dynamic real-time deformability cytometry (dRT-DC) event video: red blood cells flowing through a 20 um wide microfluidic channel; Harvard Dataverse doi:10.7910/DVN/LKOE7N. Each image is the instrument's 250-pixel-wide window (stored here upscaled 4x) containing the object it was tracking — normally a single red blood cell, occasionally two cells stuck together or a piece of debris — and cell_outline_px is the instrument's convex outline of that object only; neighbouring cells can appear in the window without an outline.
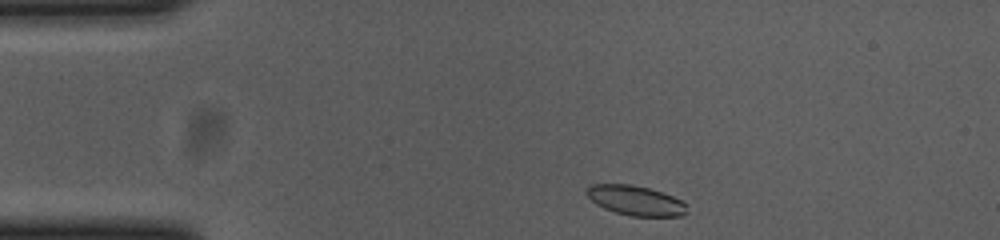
{"species": "common noctule bat (a hibernating species)", "species_latin": "Nyctalus noctula", "temperature_condition": "cold", "stored_images_in_passage": 41, "camera_frame_rate_fps": 3000, "um_per_image_px": 0.085, "animal": {"sex": "female", "body_mass_g": 23.0, "forearm_length_mm": 53.4}, "frame": {"image": 1, "passage_image": 1, "time_ms": 0.0, "image_size_px": [1000, 240], "cell_outline_px": [[688, 212], [680, 216], [632, 216], [616, 212], [604, 208], [596, 204], [584, 192], [592, 184], [632, 184], [648, 188], [672, 196], [688, 204]], "centroid_in_image_um": [54.04, 17.04], "position_along_channel_um": 31.0, "area_um2": 17.34}}
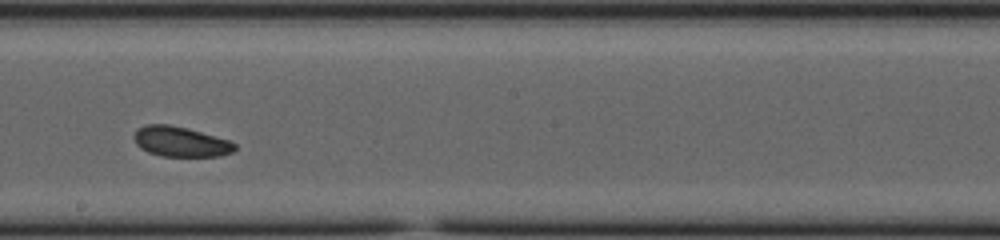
{"frame": {"image": 2, "passage_image": 22, "time_ms": 7.0, "image_size_px": [1000, 240], "cell_outline_px": [[236, 148], [232, 152], [220, 156], [160, 156], [148, 152], [140, 148], [136, 144], [132, 136], [136, 128], [144, 124], [168, 124], [188, 128], [228, 140], [236, 144]], "centroid_in_image_um": [15.29, 12.03], "position_along_channel_um": 232.9, "area_um2": 17.86}}
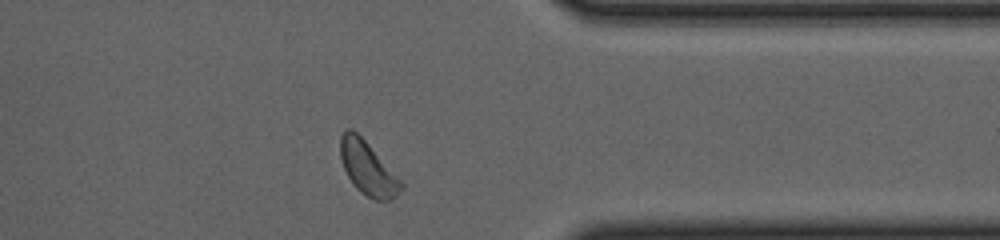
{"frame": {"image": 3, "passage_image": 35, "time_ms": 11.333, "image_size_px": [1000, 240], "cell_outline_px": [[404, 188], [392, 200], [376, 200], [360, 192], [352, 184], [344, 168], [340, 156], [340, 136], [348, 128], [352, 128], [368, 144], [404, 184]], "centroid_in_image_um": [31.25, 14.32], "position_along_channel_um": 380.1, "area_um2": 18.61}, "authors_computed_cell_mechanics": {"area_um2": 18.207, "velocity_mm_per_s": 3.6358, "shape_relaxation_time_tau1_ms": 3.6757, "shape_relaxation_time_tau2_ms": 3.59, "deformation_change_tau1": 0.0575, "deformation_change_tau2": 0.0857}}